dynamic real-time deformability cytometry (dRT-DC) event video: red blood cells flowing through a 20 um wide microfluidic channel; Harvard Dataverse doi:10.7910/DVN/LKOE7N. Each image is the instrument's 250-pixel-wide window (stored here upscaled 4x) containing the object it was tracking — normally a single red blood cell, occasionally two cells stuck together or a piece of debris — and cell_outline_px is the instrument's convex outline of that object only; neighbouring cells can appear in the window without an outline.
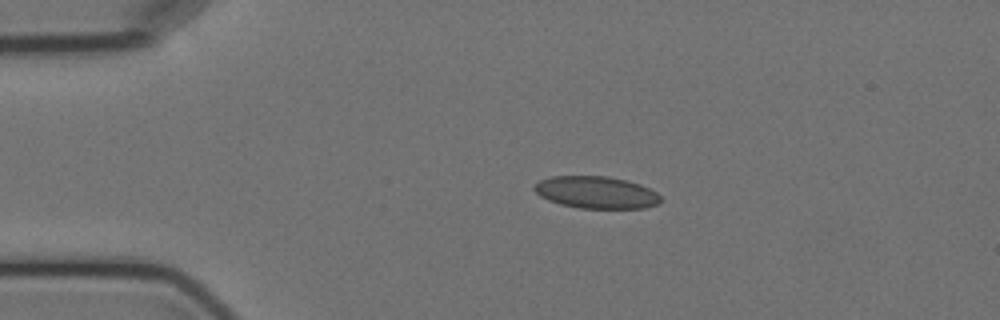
{"species": "Egyptian fruit bat (a non-hibernating species)", "species_latin": "Rousettus aegyptiacus", "temperature_condition": "cold", "stored_images_in_passage": 3, "camera_frame_rate_fps": 3000, "um_per_image_px": 0.085, "animal": {"sex": "female"}, "frame": {"image": 1, "passage_image": 1, "time_ms": 0.0, "image_size_px": [1000, 320], "cell_outline_px": [[660, 204], [644, 208], [580, 208], [560, 204], [548, 200], [540, 196], [532, 188], [540, 180], [552, 176], [608, 176], [628, 180], [640, 184], [656, 192], [660, 196]], "centroid_in_image_um": [50.69, 16.35], "position_along_channel_um": 34.3, "area_um2": 23.7}}
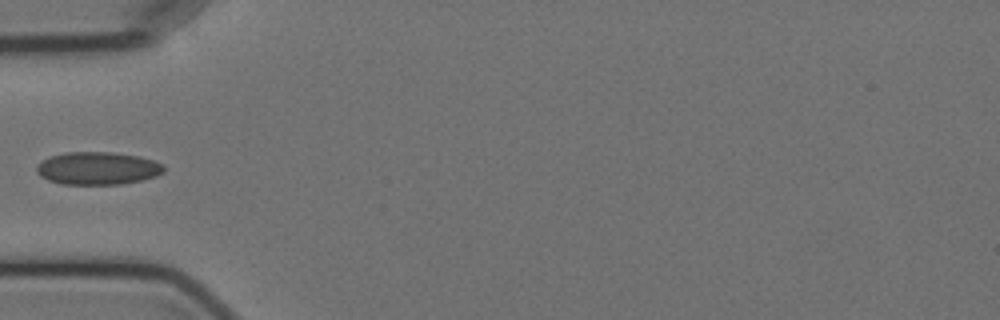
{"frame": {"image": 2, "passage_image": 3, "time_ms": 2.333, "image_size_px": [1000, 320], "cell_outline_px": [[164, 172], [156, 176], [140, 180], [120, 184], [60, 184], [48, 180], [40, 176], [36, 172], [36, 164], [52, 156], [64, 152], [112, 152], [140, 156], [164, 164]], "centroid_in_image_um": [8.29, 14.3], "position_along_channel_um": 76.7, "area_um2": 24.33}}